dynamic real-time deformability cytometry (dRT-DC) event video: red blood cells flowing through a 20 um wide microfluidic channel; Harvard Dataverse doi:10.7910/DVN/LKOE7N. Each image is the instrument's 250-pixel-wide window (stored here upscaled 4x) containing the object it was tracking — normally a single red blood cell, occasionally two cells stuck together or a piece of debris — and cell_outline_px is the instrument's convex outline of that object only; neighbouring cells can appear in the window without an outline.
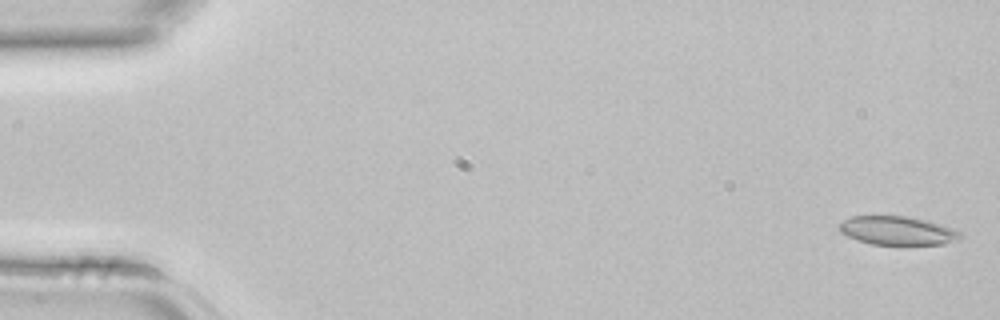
{"species": "common noctule bat (a hibernating species)", "species_latin": "Nyctalus noctula", "temperature_condition": "room temperature", "stored_images_in_passage": 4, "camera_frame_rate_fps": 3000, "um_per_image_px": 0.085, "animal": {"sex": "female", "body_mass_g": 22.7, "forearm_length_mm": 54.2}, "frame": {"image": 1, "passage_image": 1, "time_ms": 0.0, "image_size_px": [1000, 320], "cell_outline_px": [[964, 236], [960, 240], [944, 244], [872, 244], [856, 240], [840, 232], [836, 224], [852, 216], [908, 216], [928, 220], [952, 228], [960, 232]], "centroid_in_image_um": [76.29, 19.6], "position_along_channel_um": 8.7, "area_um2": 20.4}}
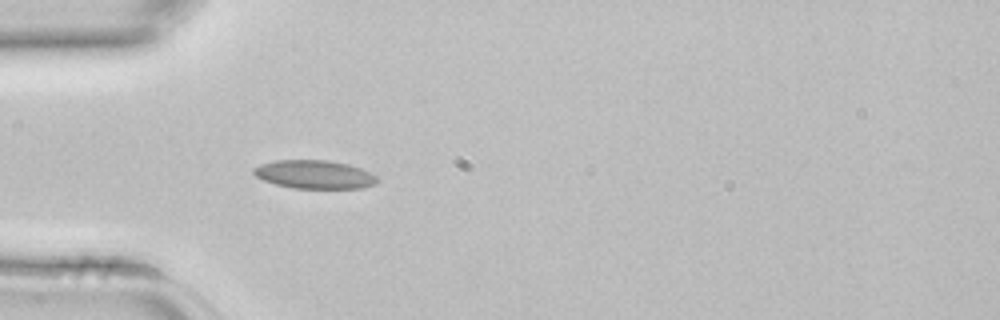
{"frame": {"image": 2, "passage_image": 4, "time_ms": 1.0, "image_size_px": [1000, 320], "cell_outline_px": [[380, 180], [376, 184], [360, 188], [292, 188], [276, 184], [264, 180], [256, 176], [252, 172], [252, 168], [260, 164], [276, 160], [328, 160], [348, 164], [372, 172]], "centroid_in_image_um": [26.75, 14.82], "position_along_channel_um": 58.3, "area_um2": 20.58}}